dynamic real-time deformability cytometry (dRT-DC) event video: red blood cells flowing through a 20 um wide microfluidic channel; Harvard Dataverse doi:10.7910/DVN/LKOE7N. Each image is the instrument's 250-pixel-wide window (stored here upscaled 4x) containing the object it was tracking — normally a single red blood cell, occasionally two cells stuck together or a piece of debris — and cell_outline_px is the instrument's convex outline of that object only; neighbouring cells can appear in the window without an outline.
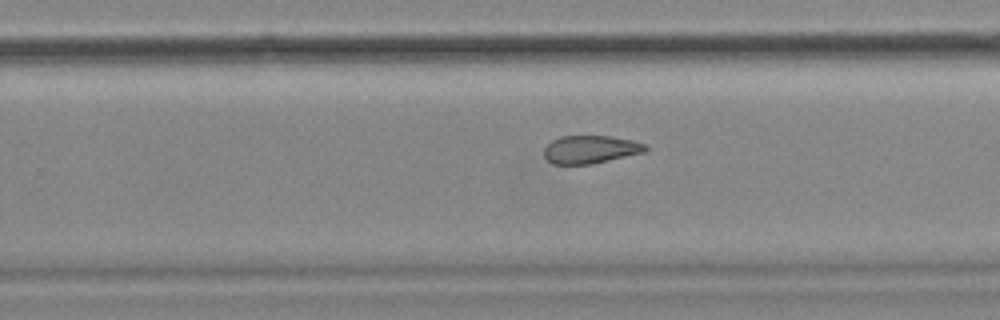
{"species": "common noctule bat (a hibernating species)", "species_latin": "Nyctalus noctula", "temperature_condition": "cold", "stored_images_in_passage": 40, "camera_frame_rate_fps": 3000, "um_per_image_px": 0.085, "animal": {"sex": "female", "body_mass_g": 18.4}, "frame": {"image": 1, "passage_image": 29, "time_ms": 9.333, "image_size_px": [1000, 320], "cell_outline_px": [[648, 148], [644, 152], [592, 164], [552, 164], [544, 156], [544, 148], [552, 140], [560, 136], [612, 136], [632, 140], [648, 144]], "centroid_in_image_um": [50.2, 12.69], "position_along_channel_um": 279.6, "area_um2": 16.59}}